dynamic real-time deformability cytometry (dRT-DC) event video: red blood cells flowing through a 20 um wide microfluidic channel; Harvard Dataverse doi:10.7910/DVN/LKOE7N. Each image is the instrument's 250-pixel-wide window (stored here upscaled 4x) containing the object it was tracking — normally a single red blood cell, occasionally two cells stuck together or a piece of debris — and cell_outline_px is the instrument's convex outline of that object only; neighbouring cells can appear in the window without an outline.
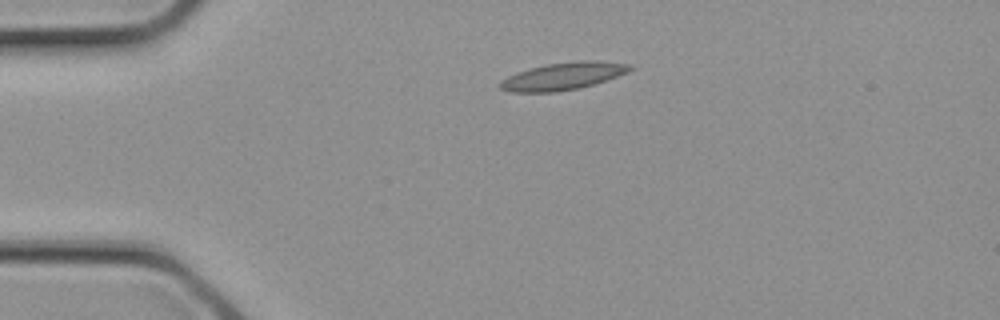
{"species": "common noctule bat (a hibernating species)", "species_latin": "Nyctalus noctula", "temperature_condition": "cold", "stored_images_in_passage": 1, "camera_frame_rate_fps": 3000, "um_per_image_px": 0.085, "animal": {"sex": "female", "body_mass_g": 21.9}, "frame": {"image": 1, "passage_image": 1, "time_ms": 0.0, "image_size_px": [1000, 320], "cell_outline_px": [[636, 68], [628, 72], [580, 88], [556, 92], [512, 92], [500, 88], [496, 84], [500, 80], [516, 72], [548, 64], [580, 60], [596, 60], [632, 64]], "centroid_in_image_um": [47.86, 6.47], "position_along_channel_um": 37.1, "area_um2": 20.75}}